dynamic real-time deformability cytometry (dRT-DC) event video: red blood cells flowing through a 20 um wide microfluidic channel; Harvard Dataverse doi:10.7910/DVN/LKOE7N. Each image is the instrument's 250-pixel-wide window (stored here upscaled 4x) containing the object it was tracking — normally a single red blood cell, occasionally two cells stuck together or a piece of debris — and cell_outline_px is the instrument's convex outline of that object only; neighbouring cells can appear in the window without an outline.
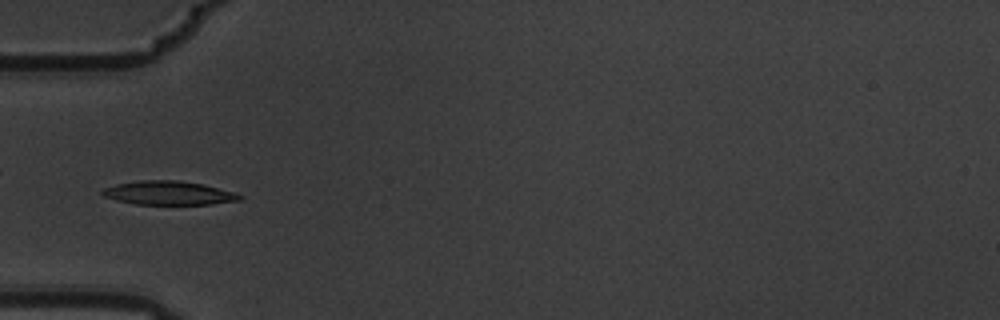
{"species": "common noctule bat (a hibernating species)", "species_latin": "Nyctalus noctula", "temperature_condition": "warm", "stored_images_in_passage": 8, "camera_frame_rate_fps": 3000, "um_per_image_px": 0.085, "animal": {"sex": "male", "body_mass_g": 19.5, "forearm_length_mm": 54.6}, "frame": {"image": 1, "passage_image": 4, "time_ms": 1.0, "image_size_px": [1000, 320], "cell_outline_px": [[244, 196], [240, 200], [212, 204], [136, 204], [116, 200], [104, 196], [100, 192], [104, 188], [116, 184], [140, 180], [176, 180], [204, 184], [232, 192]], "centroid_in_image_um": [14.32, 16.4], "position_along_channel_um": 70.7, "area_um2": 18.9}}
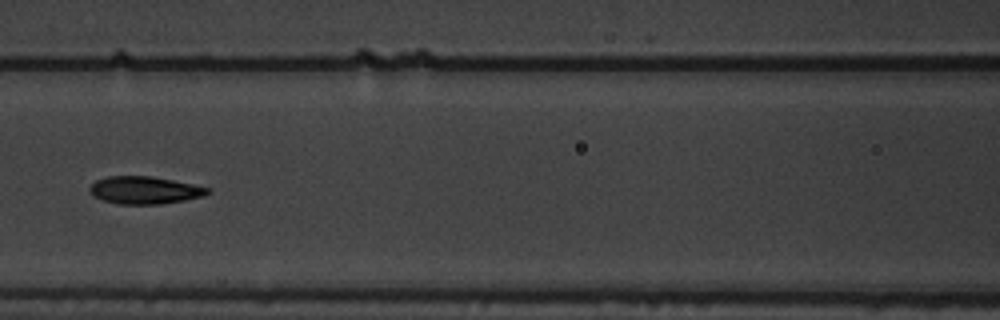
{"frame": {"image": 2, "passage_image": 6, "time_ms": 1.667, "image_size_px": [1000, 320], "cell_outline_px": [[212, 192], [204, 196], [184, 200], [160, 204], [116, 204], [92, 196], [88, 188], [96, 180], [108, 176], [152, 176], [212, 188]], "centroid_in_image_um": [12.3, 16.16], "position_along_channel_um": 154.3, "area_um2": 19.02}}
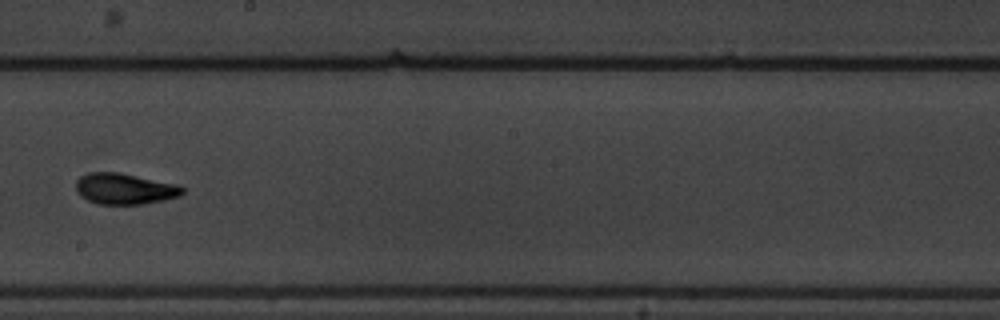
{"frame": {"image": 3, "passage_image": 8, "time_ms": 2.333, "image_size_px": [1000, 320], "cell_outline_px": [[184, 192], [180, 196], [164, 200], [144, 204], [96, 204], [80, 196], [76, 192], [76, 180], [80, 176], [88, 172], [120, 172], [180, 184], [184, 188]], "centroid_in_image_um": [10.61, 16.04], "position_along_channel_um": 237.6, "area_um2": 19.65}}